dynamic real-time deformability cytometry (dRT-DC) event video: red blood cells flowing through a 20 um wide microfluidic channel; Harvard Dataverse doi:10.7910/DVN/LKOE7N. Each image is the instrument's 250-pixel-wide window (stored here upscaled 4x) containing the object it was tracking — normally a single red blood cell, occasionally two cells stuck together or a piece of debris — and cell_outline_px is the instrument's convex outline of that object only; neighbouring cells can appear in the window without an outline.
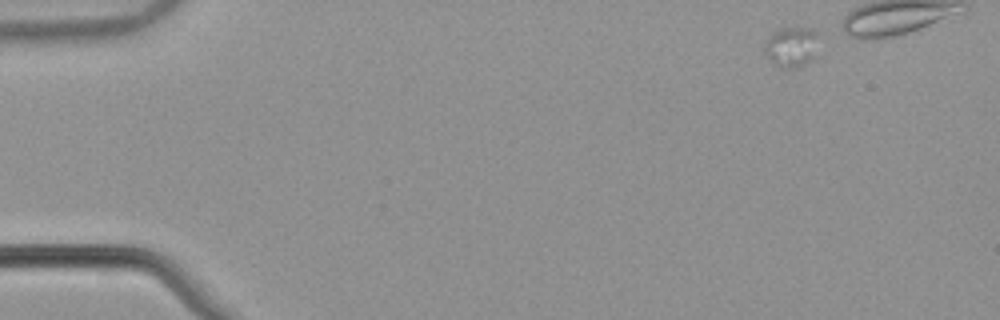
{"species": "common noctule bat (a hibernating species)", "species_latin": "Nyctalus noctula", "temperature_condition": "warm", "stored_images_in_passage": 39, "camera_frame_rate_fps": 3000, "um_per_image_px": 0.085, "animal": {"sex": "male", "body_mass_g": 21.5, "forearm_length_mm": 52.0}, "frame": {"image": 1, "passage_image": 1, "time_ms": 0.0, "image_size_px": [1000, 320], "cell_outline_px": [[816, 36], [812, 60], [804, 64], [792, 68], [784, 68], [772, 64], [764, 52], [764, 40], [772, 32], [780, 28], [812, 28], [816, 32]], "centroid_in_image_um": [67.18, 3.98], "position_along_channel_um": 17.8, "area_um2": 12.54}}
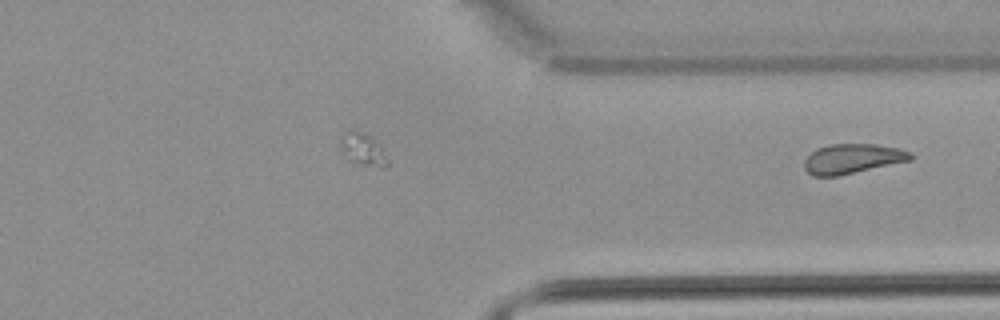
{"frame": {"image": 2, "passage_image": 39, "time_ms": 12.667, "image_size_px": [1000, 320], "cell_outline_px": [[916, 156], [912, 160], [840, 176], [812, 176], [804, 168], [804, 160], [816, 148], [832, 144], [876, 144], [896, 148], [912, 152]], "centroid_in_image_um": [72.49, 13.5], "position_along_channel_um": 338.9, "area_um2": 18.61}}